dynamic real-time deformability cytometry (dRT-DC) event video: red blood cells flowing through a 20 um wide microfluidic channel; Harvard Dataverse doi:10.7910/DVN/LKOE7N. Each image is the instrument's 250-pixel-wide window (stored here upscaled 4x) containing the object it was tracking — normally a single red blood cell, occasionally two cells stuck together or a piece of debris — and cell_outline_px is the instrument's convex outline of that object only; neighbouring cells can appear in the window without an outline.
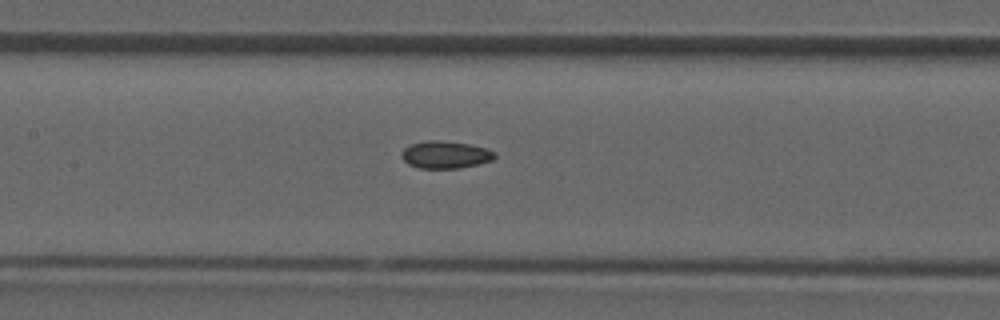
{"species": "common noctule bat (a hibernating species)", "species_latin": "Nyctalus noctula", "temperature_condition": "room temperature", "stored_images_in_passage": 35, "camera_frame_rate_fps": 3000, "um_per_image_px": 0.085, "animal": {"sex": "male", "forearm_length_mm": 52.5}, "frame": {"image": 1, "passage_image": 16, "time_ms": 5.0, "image_size_px": [1000, 320], "cell_outline_px": [[496, 156], [492, 160], [460, 168], [420, 168], [408, 164], [400, 156], [404, 148], [412, 144], [428, 140], [436, 140], [468, 144], [484, 148], [496, 152]], "centroid_in_image_um": [37.84, 13.15], "position_along_channel_um": 169.6, "area_um2": 14.62}}